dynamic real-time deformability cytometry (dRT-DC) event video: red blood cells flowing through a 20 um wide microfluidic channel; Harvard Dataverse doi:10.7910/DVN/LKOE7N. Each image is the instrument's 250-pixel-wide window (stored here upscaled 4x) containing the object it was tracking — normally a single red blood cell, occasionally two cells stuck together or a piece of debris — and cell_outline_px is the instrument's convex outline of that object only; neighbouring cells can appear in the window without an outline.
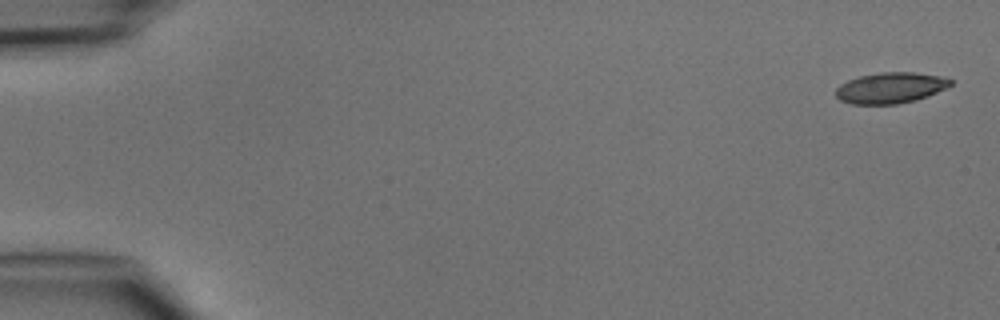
{"species": "common noctule bat (a hibernating species)", "species_latin": "Nyctalus noctula", "temperature_condition": "cold", "stored_images_in_passage": 4, "camera_frame_rate_fps": 3000, "um_per_image_px": 0.085, "animal": {"sex": "male", "body_mass_g": 15.6}, "frame": {"image": 1, "passage_image": 1, "time_ms": 0.0, "image_size_px": [1000, 320], "cell_outline_px": [[952, 84], [928, 96], [916, 100], [896, 104], [852, 104], [840, 100], [836, 96], [836, 88], [840, 84], [848, 80], [860, 76], [880, 72], [912, 72], [940, 76], [952, 80]], "centroid_in_image_um": [75.67, 7.47], "position_along_channel_um": 9.3, "area_um2": 20.52}}
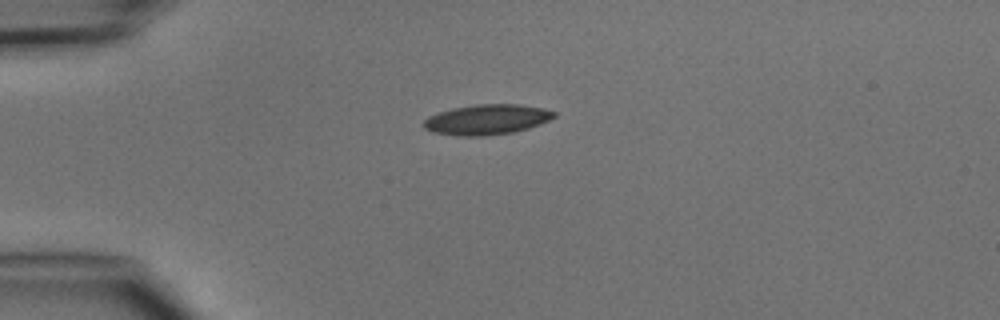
{"frame": {"image": 2, "passage_image": 4, "time_ms": 3.667, "image_size_px": [1000, 320], "cell_outline_px": [[556, 116], [540, 124], [528, 128], [512, 132], [484, 136], [460, 136], [432, 132], [424, 128], [424, 120], [428, 116], [452, 108], [476, 104], [520, 104], [544, 108], [556, 112]], "centroid_in_image_um": [41.39, 10.15], "position_along_channel_um": 43.6, "area_um2": 22.95}}